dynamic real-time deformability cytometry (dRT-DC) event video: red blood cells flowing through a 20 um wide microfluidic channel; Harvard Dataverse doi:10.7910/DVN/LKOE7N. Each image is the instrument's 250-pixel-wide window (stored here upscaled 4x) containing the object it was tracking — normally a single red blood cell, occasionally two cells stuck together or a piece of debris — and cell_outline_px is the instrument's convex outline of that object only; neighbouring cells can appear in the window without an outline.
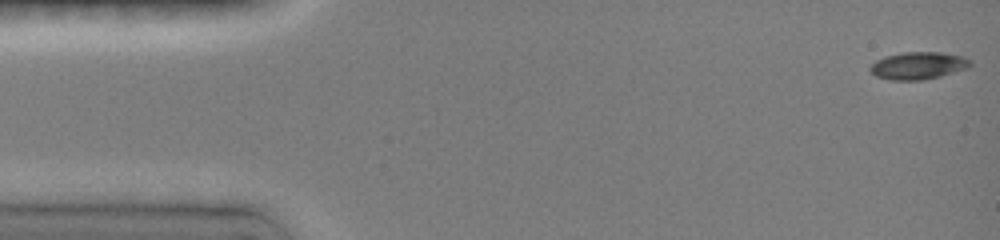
{"species": "common noctule bat (a hibernating species)", "species_latin": "Nyctalus noctula", "temperature_condition": "room temperature", "stored_images_in_passage": 68, "camera_frame_rate_fps": 3000, "um_per_image_px": 0.085, "animal": {"sex": "female", "body_mass_g": 19.0, "forearm_length_mm": 51.5}, "frame": {"image": 1, "passage_image": 1, "time_ms": 0.0, "image_size_px": [1000, 240], "cell_outline_px": [[972, 64], [968, 68], [940, 76], [924, 80], [888, 80], [876, 76], [868, 68], [876, 60], [884, 56], [904, 52], [940, 52], [964, 56], [972, 60]], "centroid_in_image_um": [78.06, 5.57], "position_along_channel_um": 6.9, "area_um2": 16.13}}
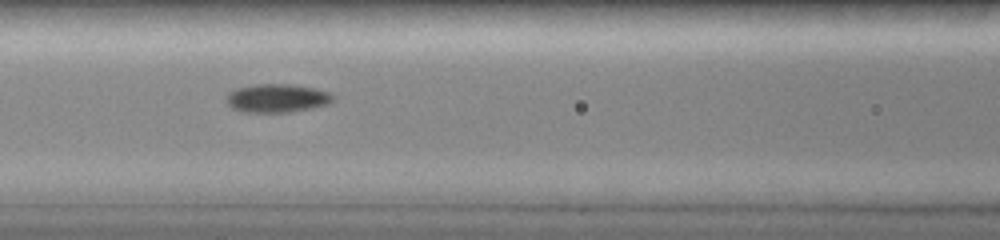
{"frame": {"image": 2, "passage_image": 19, "time_ms": 6.333, "image_size_px": [1000, 240], "cell_outline_px": [[332, 100], [328, 104], [312, 108], [288, 112], [244, 112], [232, 108], [228, 104], [228, 96], [232, 92], [240, 88], [256, 84], [288, 84], [312, 88], [328, 92], [332, 96]], "centroid_in_image_um": [23.56, 8.36], "position_along_channel_um": 143.0, "area_um2": 17.17}}
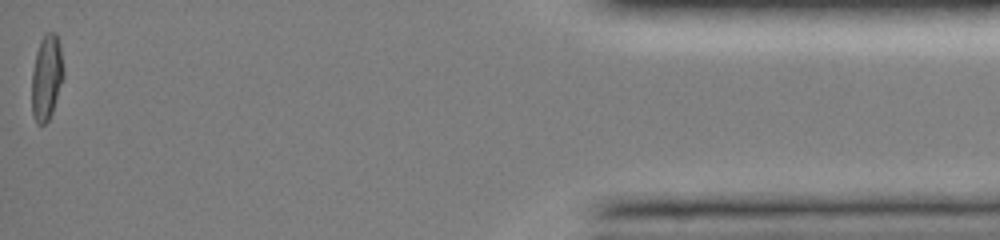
{"frame": {"image": 3, "passage_image": 67, "time_ms": 15.333, "image_size_px": [1000, 240], "cell_outline_px": [[64, 76], [52, 112], [48, 120], [44, 124], [36, 124], [32, 112], [32, 72], [36, 52], [40, 40], [44, 32], [56, 32], [60, 44], [64, 72]], "centroid_in_image_um": [3.96, 6.54], "position_along_channel_um": 431.2, "area_um2": 15.9}, "authors_computed_cell_mechanics": {"area_um2": 15.9528, "velocity_mm_per_s": 4.0783, "shape_relaxation_time_tau1_ms": 7.7195, "shape_relaxation_time_tau2_ms": 4.0608, "deformation_change_tau1": 0.1978, "deformation_change_tau2": 0.0591}}